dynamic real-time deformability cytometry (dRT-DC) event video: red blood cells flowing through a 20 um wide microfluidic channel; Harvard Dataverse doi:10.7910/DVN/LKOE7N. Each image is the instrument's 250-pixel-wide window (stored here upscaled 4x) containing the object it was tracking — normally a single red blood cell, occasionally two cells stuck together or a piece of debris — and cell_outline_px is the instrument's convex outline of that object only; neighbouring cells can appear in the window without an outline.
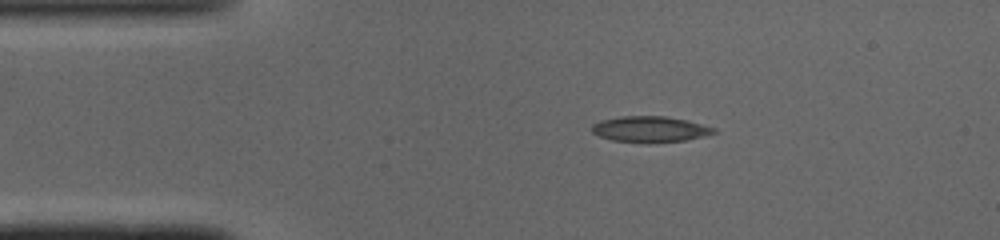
{"species": "common noctule bat (a hibernating species)", "species_latin": "Nyctalus noctula", "temperature_condition": "cold", "stored_images_in_passage": 41, "camera_frame_rate_fps": 3000, "um_per_image_px": 0.085, "animal": {"sex": "male", "body_mass_g": 19.0, "forearm_length_mm": 50.8}, "frame": {"image": 1, "passage_image": 1, "time_ms": 0.0, "image_size_px": [1000, 240], "cell_outline_px": [[716, 132], [704, 136], [684, 140], [612, 140], [600, 136], [592, 132], [592, 124], [600, 120], [620, 116], [664, 116], [684, 120], [716, 128]], "centroid_in_image_um": [55.22, 10.93], "position_along_channel_um": 29.8, "area_um2": 17.4}}
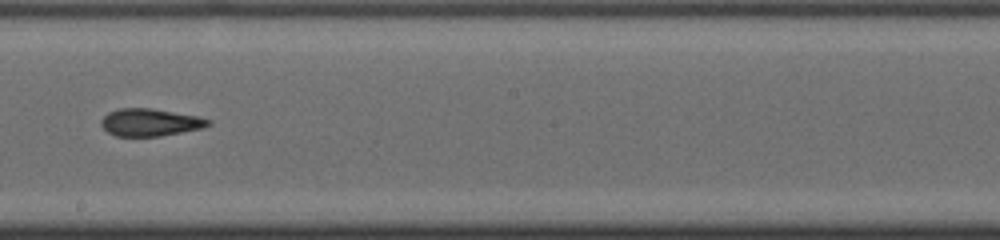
{"frame": {"image": 2, "passage_image": 19, "time_ms": 6.0, "image_size_px": [1000, 240], "cell_outline_px": [[212, 124], [204, 128], [160, 136], [116, 136], [108, 132], [100, 124], [100, 120], [108, 112], [120, 108], [152, 108], [196, 116], [212, 120]], "centroid_in_image_um": [12.77, 10.4], "position_along_channel_um": 235.4, "area_um2": 17.17}}
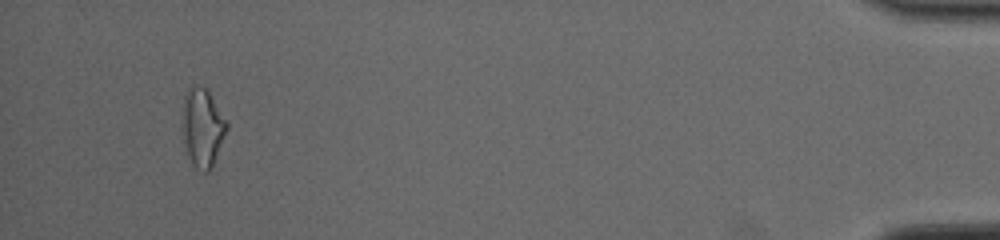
{"frame": {"image": 3, "passage_image": 38, "time_ms": 12.333, "image_size_px": [1000, 240], "cell_outline_px": [[228, 128], [212, 164], [208, 172], [204, 172], [196, 168], [188, 156], [184, 144], [184, 96], [188, 88], [208, 88], [228, 124]], "centroid_in_image_um": [17.23, 10.84], "position_along_channel_um": 418.0, "area_um2": 19.54}, "authors_computed_cell_mechanics": {"area_um2": 17.918, "velocity_mm_per_s": 4.1188, "shape_relaxation_time_tau1_ms": null, "shape_relaxation_time_tau2_ms": 3.5694, "deformation_change_tau1": null, "deformation_change_tau2": 0.1382}}